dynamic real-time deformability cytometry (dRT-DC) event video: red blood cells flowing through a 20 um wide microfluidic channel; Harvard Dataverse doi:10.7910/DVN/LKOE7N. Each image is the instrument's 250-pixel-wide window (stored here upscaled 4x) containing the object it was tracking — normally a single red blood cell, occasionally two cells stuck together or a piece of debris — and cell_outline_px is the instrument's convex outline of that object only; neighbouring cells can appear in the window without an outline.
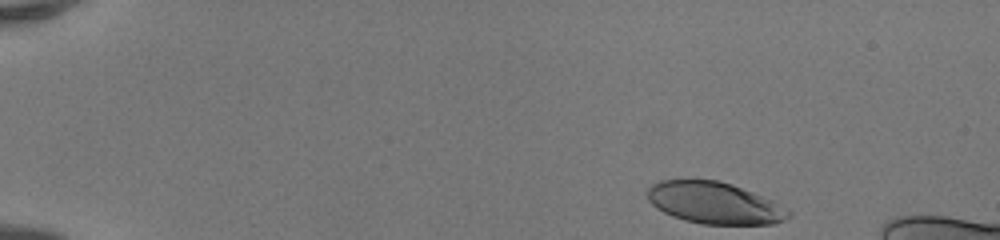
{"species": "human", "species_latin": "Homo sapiens", "temperature_condition": "room temperature", "stored_images_in_passage": 44, "camera_frame_rate_fps": 3000, "um_per_image_px": 0.085, "donor": {"sex": "female"}, "frame": {"image": 1, "passage_image": 1, "time_ms": 0.0, "image_size_px": [1000, 240], "cell_outline_px": [[792, 216], [784, 220], [772, 224], [700, 224], [684, 220], [672, 216], [656, 208], [648, 200], [648, 188], [652, 184], [660, 180], [716, 180], [732, 184], [772, 200], [792, 212]], "centroid_in_image_um": [60.73, 17.26], "position_along_channel_um": 24.3, "area_um2": 34.22}}
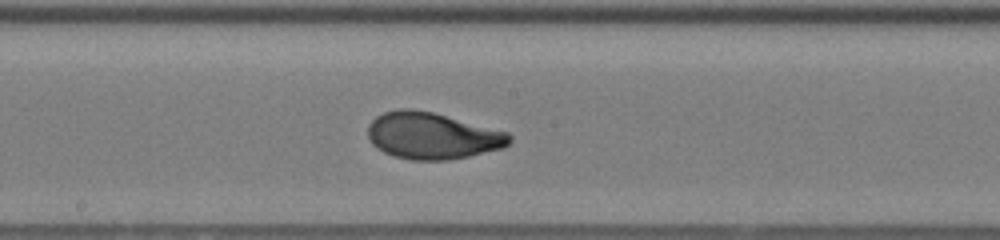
{"frame": {"image": 2, "passage_image": 23, "time_ms": 7.333, "image_size_px": [1000, 240], "cell_outline_px": [[512, 140], [504, 148], [468, 156], [448, 160], [412, 160], [396, 156], [384, 152], [376, 148], [372, 144], [368, 136], [368, 124], [376, 116], [384, 112], [400, 108], [412, 108], [432, 112], [508, 132], [512, 136]], "centroid_in_image_um": [36.73, 11.54], "position_along_channel_um": 211.5, "area_um2": 38.49}}
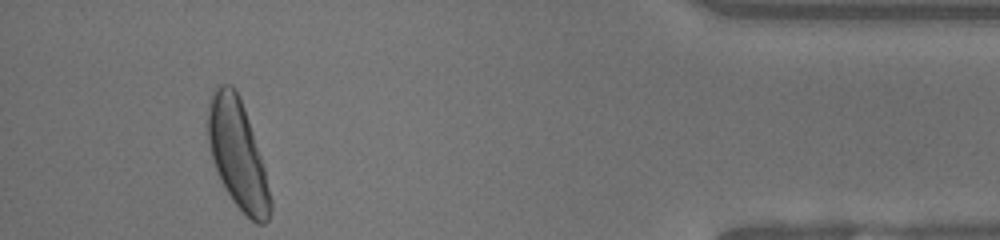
{"frame": {"image": 3, "passage_image": 41, "time_ms": 13.333, "image_size_px": [1000, 240], "cell_outline_px": [[272, 208], [268, 220], [264, 224], [256, 224], [232, 200], [224, 188], [212, 160], [208, 144], [208, 104], [212, 92], [220, 84], [232, 84], [236, 88], [240, 96], [264, 168], [272, 200]], "centroid_in_image_um": [20.19, 13.11], "position_along_channel_um": 415.0, "area_um2": 39.13}}